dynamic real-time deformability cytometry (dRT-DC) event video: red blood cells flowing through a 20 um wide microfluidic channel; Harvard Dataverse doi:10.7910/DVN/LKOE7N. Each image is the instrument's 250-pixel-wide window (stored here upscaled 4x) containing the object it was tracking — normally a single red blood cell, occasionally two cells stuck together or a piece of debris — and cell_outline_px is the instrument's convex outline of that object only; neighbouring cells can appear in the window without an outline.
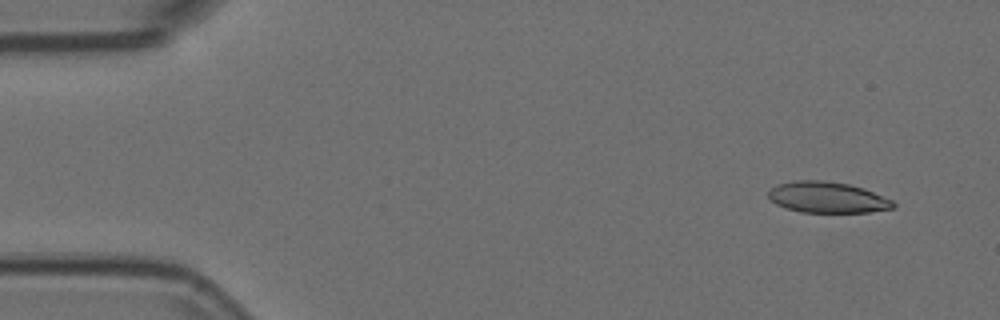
{"species": "Egyptian fruit bat (a non-hibernating species)", "species_latin": "Rousettus aegyptiacus", "temperature_condition": "room temperature", "stored_images_in_passage": 3, "camera_frame_rate_fps": 3000, "um_per_image_px": 0.085, "animal": {"sex": "female"}, "frame": {"image": 1, "passage_image": 1, "time_ms": 0.0, "image_size_px": [1000, 320], "cell_outline_px": [[896, 208], [868, 212], [800, 212], [784, 208], [776, 204], [768, 196], [768, 192], [772, 188], [780, 184], [796, 180], [824, 180], [848, 184], [864, 188], [892, 200], [896, 204]], "centroid_in_image_um": [70.35, 16.78], "position_along_channel_um": 14.7, "area_um2": 22.54}}